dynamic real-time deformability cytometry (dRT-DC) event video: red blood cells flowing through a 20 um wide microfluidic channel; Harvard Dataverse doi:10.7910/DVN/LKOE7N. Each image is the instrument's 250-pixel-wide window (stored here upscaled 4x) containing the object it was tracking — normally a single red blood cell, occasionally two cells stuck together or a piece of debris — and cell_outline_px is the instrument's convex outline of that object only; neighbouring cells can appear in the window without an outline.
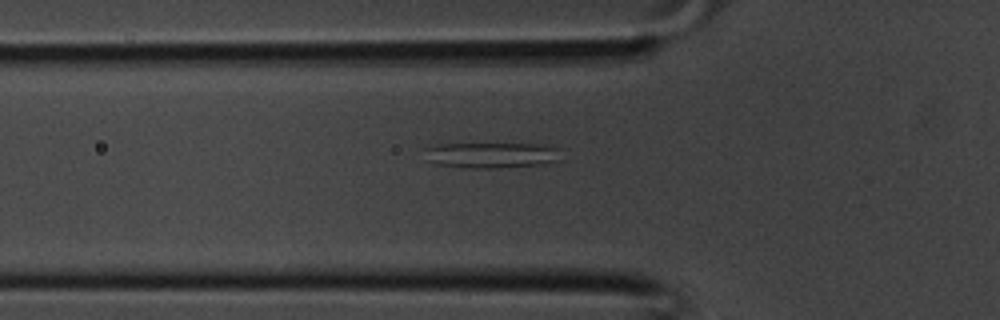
{"species": "common noctule bat (a hibernating species)", "species_latin": "Nyctalus noctula", "temperature_condition": "room temperature", "stored_images_in_passage": 36, "camera_frame_rate_fps": 3000, "um_per_image_px": 0.085, "animal": {"sex": "male", "body_mass_g": 20.1, "forearm_length_mm": 53.5}, "frame": {"image": 1, "passage_image": 12, "time_ms": 3.667, "image_size_px": [1000, 320], "cell_outline_px": [[560, 160], [536, 164], [496, 168], [468, 168], [436, 164], [428, 160], [424, 148], [448, 140], [544, 144], [560, 148]], "centroid_in_image_um": [41.68, 13.1], "position_along_channel_um": 84.1, "area_um2": 21.91}}
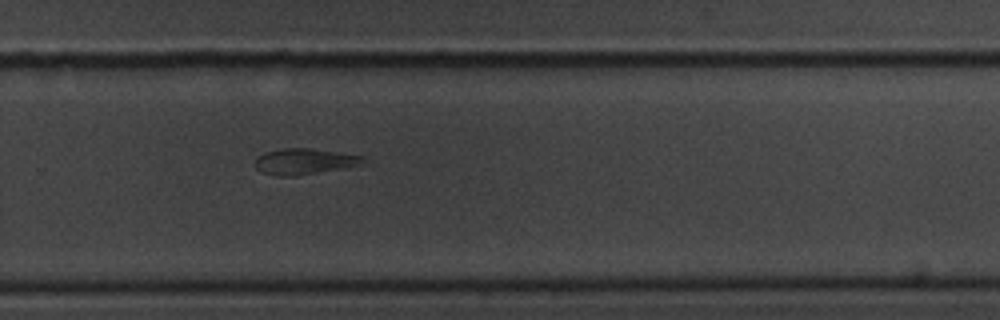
{"frame": {"image": 2, "passage_image": 24, "time_ms": 7.667, "image_size_px": [1000, 320], "cell_outline_px": [[368, 160], [356, 164], [340, 168], [296, 176], [276, 176], [264, 172], [256, 168], [256, 156], [264, 152], [280, 148], [308, 148], [364, 156]], "centroid_in_image_um": [25.8, 13.71], "position_along_channel_um": 304.0, "area_um2": 16.01}}
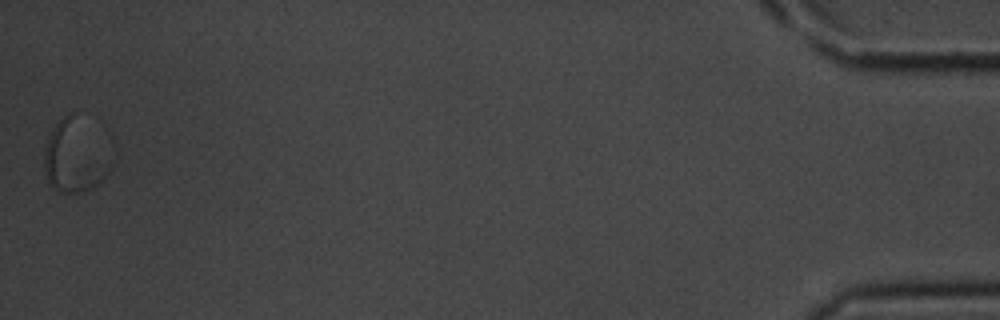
{"frame": {"image": 3, "passage_image": 36, "time_ms": 11.667, "image_size_px": [1000, 320], "cell_outline_px": [[112, 172], [96, 184], [80, 192], [60, 192], [52, 188], [48, 184], [44, 168], [44, 148], [56, 124], [68, 112], [76, 112], [112, 164]], "centroid_in_image_um": [6.3, 13.34], "position_along_channel_um": 428.9, "area_um2": 27.11}}